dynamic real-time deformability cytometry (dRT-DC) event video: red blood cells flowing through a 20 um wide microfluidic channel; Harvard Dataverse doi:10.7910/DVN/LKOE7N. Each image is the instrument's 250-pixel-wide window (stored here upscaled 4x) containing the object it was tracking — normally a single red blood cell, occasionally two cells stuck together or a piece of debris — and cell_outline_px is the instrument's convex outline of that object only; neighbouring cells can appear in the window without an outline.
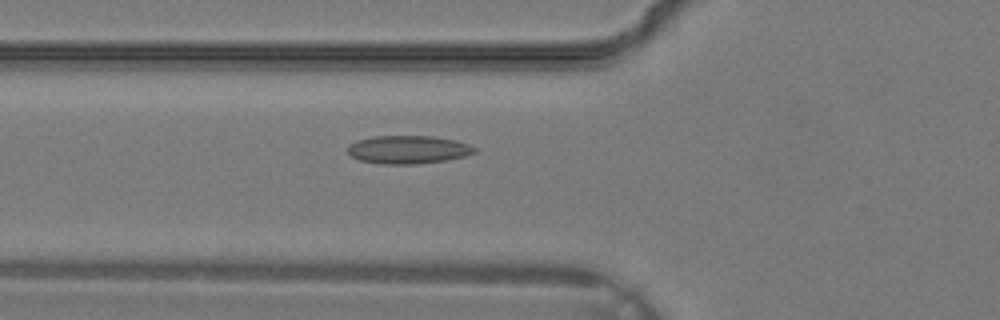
{"species": "common noctule bat (a hibernating species)", "species_latin": "Nyctalus noctula", "temperature_condition": "warm", "stored_images_in_passage": 30, "camera_frame_rate_fps": 3000, "um_per_image_px": 0.085, "animal": {"sex": "male", "body_mass_g": 19.2, "forearm_length_mm": 51.8}, "frame": {"image": 1, "passage_image": 7, "time_ms": 2.0, "image_size_px": [1000, 320], "cell_outline_px": [[476, 152], [464, 156], [444, 160], [416, 164], [380, 164], [360, 160], [352, 156], [348, 152], [348, 144], [372, 136], [432, 136], [456, 140], [468, 144], [476, 148]], "centroid_in_image_um": [34.69, 12.71], "position_along_channel_um": 91.1, "area_um2": 20.69}}
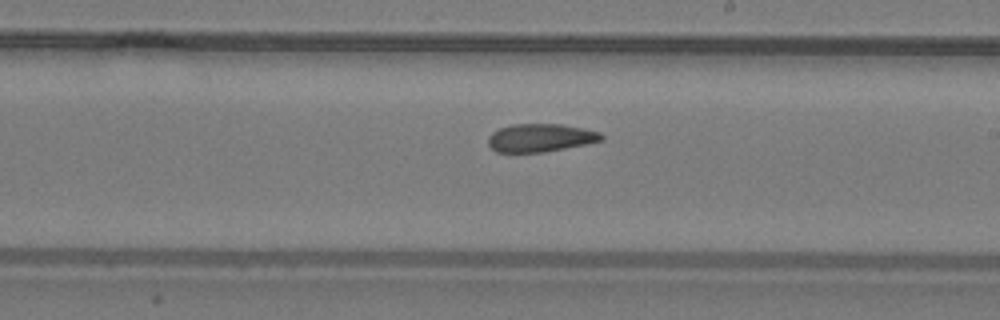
{"frame": {"image": 2, "passage_image": 15, "time_ms": 4.667, "image_size_px": [1000, 320], "cell_outline_px": [[604, 140], [544, 152], [496, 152], [488, 144], [488, 136], [492, 132], [500, 128], [512, 124], [560, 124], [584, 128], [600, 132], [604, 136]], "centroid_in_image_um": [45.93, 11.7], "position_along_channel_um": 243.1, "area_um2": 18.5}}
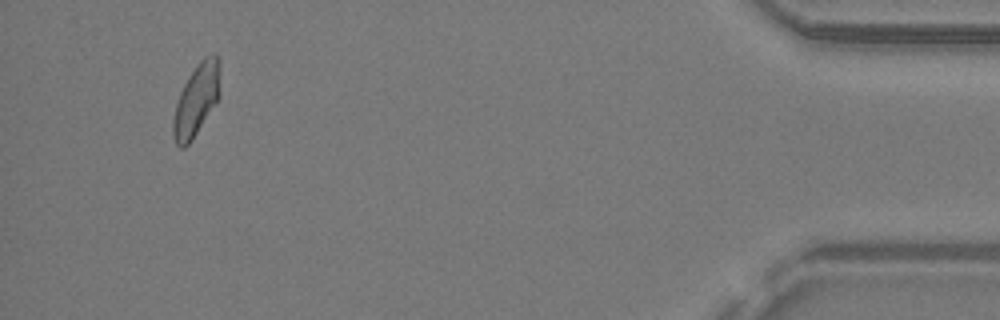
{"frame": {"image": 3, "passage_image": 28, "time_ms": 9.0, "image_size_px": [1000, 320], "cell_outline_px": [[220, 96], [192, 140], [184, 148], [180, 148], [176, 144], [172, 136], [172, 120], [176, 104], [180, 92], [184, 84], [196, 64], [204, 56], [220, 56]], "centroid_in_image_um": [16.69, 8.49], "position_along_channel_um": 418.5, "area_um2": 19.77}}